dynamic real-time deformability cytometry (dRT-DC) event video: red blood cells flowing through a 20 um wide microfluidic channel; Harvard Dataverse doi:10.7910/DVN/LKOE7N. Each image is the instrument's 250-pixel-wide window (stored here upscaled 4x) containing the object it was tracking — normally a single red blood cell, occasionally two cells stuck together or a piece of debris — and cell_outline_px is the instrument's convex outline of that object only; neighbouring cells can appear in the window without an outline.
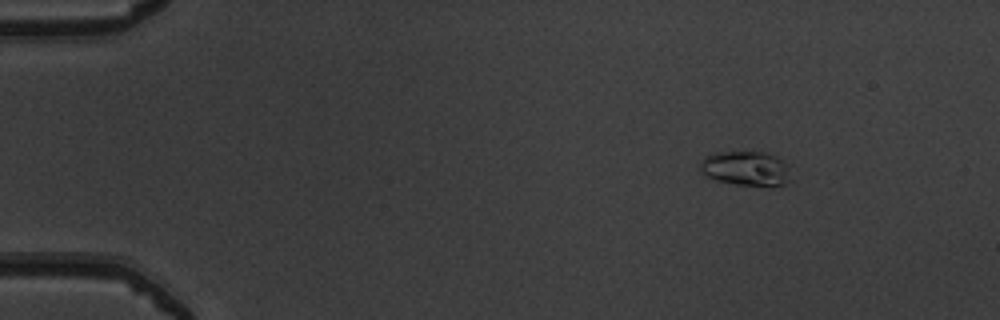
{"species": "common noctule bat (a hibernating species)", "species_latin": "Nyctalus noctula", "temperature_condition": "warm", "stored_images_in_passage": 46, "camera_frame_rate_fps": 3000, "um_per_image_px": 0.085, "animal": {"sex": "male", "body_mass_g": 19.5, "forearm_length_mm": 54.6}, "frame": {"image": 1, "passage_image": 1, "time_ms": 0.0, "image_size_px": [1000, 320], "cell_outline_px": [[796, 180], [784, 184], [768, 188], [736, 184], [716, 180], [704, 176], [700, 172], [700, 164], [704, 156], [716, 152], [764, 152], [776, 156], [784, 164]], "centroid_in_image_um": [63.43, 14.36], "position_along_channel_um": 21.6, "area_um2": 18.84}}
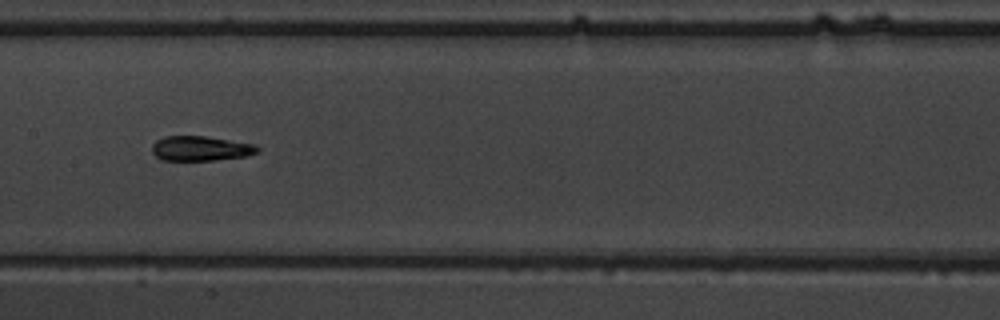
{"frame": {"image": 2, "passage_image": 21, "time_ms": 6.667, "image_size_px": [1000, 320], "cell_outline_px": [[260, 152], [244, 156], [212, 160], [160, 160], [152, 152], [152, 144], [156, 140], [164, 136], [204, 136], [256, 144], [260, 148]], "centroid_in_image_um": [17.05, 12.61], "position_along_channel_um": 190.4, "area_um2": 15.26}}
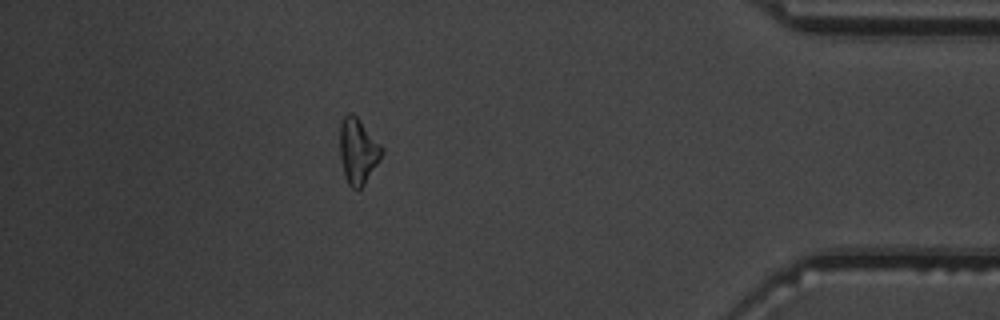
{"frame": {"image": 3, "passage_image": 40, "time_ms": 13.0, "image_size_px": [1000, 320], "cell_outline_px": [[384, 152], [364, 184], [356, 192], [348, 184], [344, 176], [340, 156], [340, 124], [344, 116], [348, 112], [352, 112], [360, 120], [384, 148]], "centroid_in_image_um": [30.42, 12.84], "position_along_channel_um": 404.8, "area_um2": 16.07}, "authors_computed_cell_mechanics": {"area_um2": 15.4037, "velocity_mm_per_s": 4.0033, "shape_relaxation_time_tau1_ms": 4.6549, "shape_relaxation_time_tau2_ms": 2.1799, "deformation_change_tau1": 0.1814, "deformation_change_tau2": 0.0805}}